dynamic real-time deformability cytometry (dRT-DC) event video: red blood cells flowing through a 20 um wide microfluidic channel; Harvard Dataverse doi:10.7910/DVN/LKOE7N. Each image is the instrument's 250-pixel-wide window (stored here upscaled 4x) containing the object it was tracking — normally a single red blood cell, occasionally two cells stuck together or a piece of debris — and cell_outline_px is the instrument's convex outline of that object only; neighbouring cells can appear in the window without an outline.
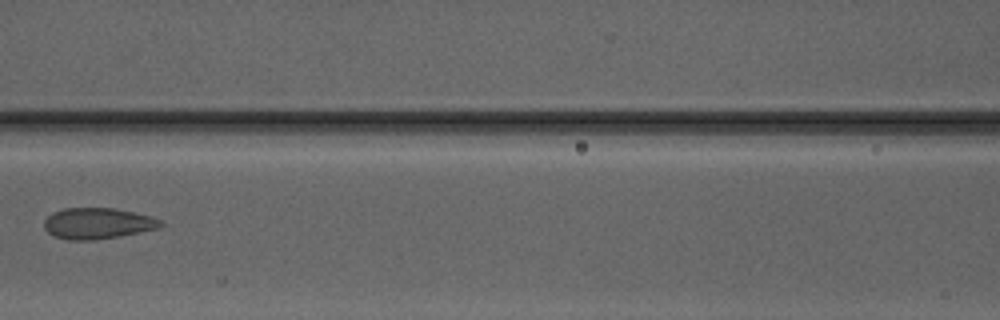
{"species": "Egyptian fruit bat (a non-hibernating species)", "species_latin": "Rousettus aegyptiacus", "temperature_condition": "warm", "stored_images_in_passage": 6, "camera_frame_rate_fps": 3000, "um_per_image_px": 0.085, "animal": {"sex": "male"}, "frame": {"image": 1, "passage_image": 6, "time_ms": 7.0, "image_size_px": [1000, 320], "cell_outline_px": [[164, 224], [160, 228], [120, 236], [96, 240], [68, 240], [52, 236], [44, 228], [44, 220], [52, 212], [64, 208], [112, 208], [152, 216], [164, 220]], "centroid_in_image_um": [8.31, 18.99], "position_along_channel_um": 158.3, "area_um2": 21.33}}